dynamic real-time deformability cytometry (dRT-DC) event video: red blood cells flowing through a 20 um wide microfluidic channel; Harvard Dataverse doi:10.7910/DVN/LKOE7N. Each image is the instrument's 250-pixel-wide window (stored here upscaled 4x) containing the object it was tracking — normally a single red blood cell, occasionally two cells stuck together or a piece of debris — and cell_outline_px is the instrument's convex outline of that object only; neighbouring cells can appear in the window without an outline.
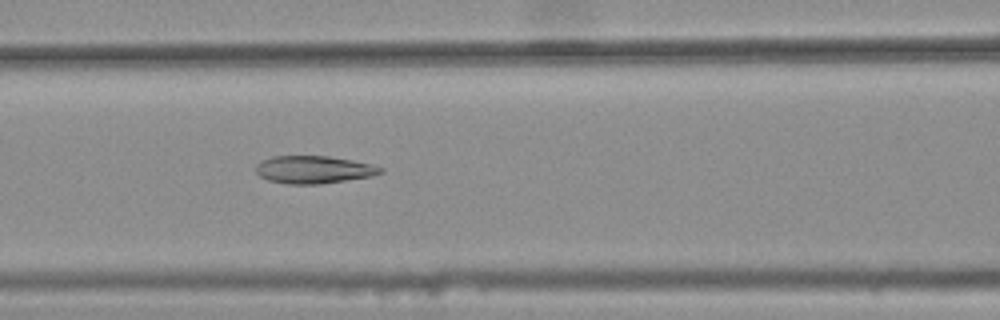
{"species": "common noctule bat (a hibernating species)", "species_latin": "Nyctalus noctula", "temperature_condition": "warm", "stored_images_in_passage": 43, "camera_frame_rate_fps": 3000, "um_per_image_px": 0.085, "animal": {"sex": "female", "body_mass_g": 25.1}, "frame": {"image": 1, "passage_image": 21, "time_ms": 6.667, "image_size_px": [1000, 320], "cell_outline_px": [[384, 172], [372, 176], [320, 184], [288, 184], [268, 180], [260, 176], [256, 172], [256, 164], [272, 156], [328, 156], [352, 160], [384, 168]], "centroid_in_image_um": [26.66, 14.42], "position_along_channel_um": 139.9, "area_um2": 19.94}}
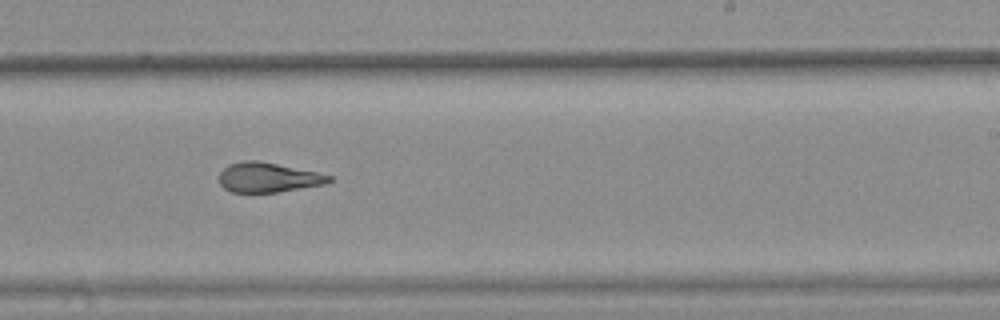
{"frame": {"image": 2, "passage_image": 31, "time_ms": 10.0, "image_size_px": [1000, 320], "cell_outline_px": [[332, 180], [324, 184], [276, 192], [232, 192], [224, 188], [220, 184], [220, 172], [228, 164], [244, 160], [256, 160], [316, 172], [332, 176]], "centroid_in_image_um": [22.75, 15.08], "position_along_channel_um": 266.2, "area_um2": 18.73}}
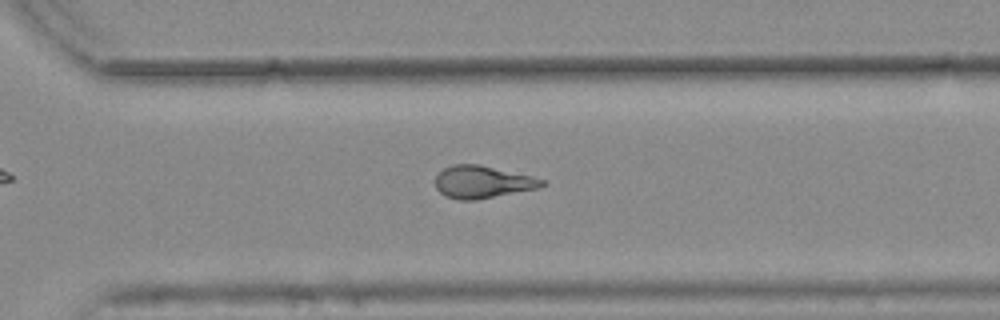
{"frame": {"image": 3, "passage_image": 36, "time_ms": 11.667, "image_size_px": [1000, 320], "cell_outline_px": [[544, 184], [536, 188], [476, 200], [460, 200], [444, 196], [436, 188], [436, 176], [444, 168], [452, 164], [476, 164], [532, 176], [544, 180]], "centroid_in_image_um": [40.95, 15.47], "position_along_channel_um": 329.6, "area_um2": 19.77}, "authors_computed_cell_mechanics": {"area_um2": 20.4034, "velocity_mm_per_s": 3.7972, "shape_relaxation_time_tau1_ms": null, "shape_relaxation_time_tau2_ms": 2.4435, "deformation_change_tau1": null, "deformation_change_tau2": 0.1184}}